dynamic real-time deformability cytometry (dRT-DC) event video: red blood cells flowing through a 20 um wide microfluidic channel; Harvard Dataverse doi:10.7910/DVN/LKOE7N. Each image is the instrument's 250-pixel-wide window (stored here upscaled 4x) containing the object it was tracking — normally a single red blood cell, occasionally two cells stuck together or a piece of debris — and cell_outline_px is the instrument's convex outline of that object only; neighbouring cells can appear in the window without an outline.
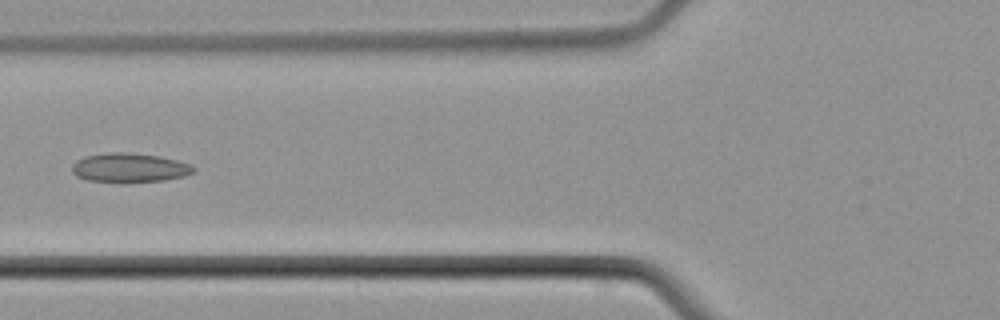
{"species": "common noctule bat (a hibernating species)", "species_latin": "Nyctalus noctula", "temperature_condition": "cold", "stored_images_in_passage": 6, "camera_frame_rate_fps": 3000, "um_per_image_px": 0.085, "animal": {"sex": "male", "body_mass_g": 21.5, "forearm_length_mm": 52.0}, "frame": {"image": 1, "passage_image": 6, "time_ms": 6.0, "image_size_px": [1000, 320], "cell_outline_px": [[196, 172], [184, 176], [164, 180], [88, 180], [76, 176], [72, 172], [72, 164], [76, 160], [84, 156], [108, 152], [128, 152], [160, 156], [176, 160], [188, 164], [196, 168]], "centroid_in_image_um": [11.0, 14.21], "position_along_channel_um": 114.8, "area_um2": 20.11}}